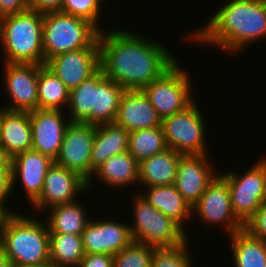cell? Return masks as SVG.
Wrapping results in <instances>:
<instances>
[{
    "instance_id": "1",
    "label": "cell",
    "mask_w": 266,
    "mask_h": 267,
    "mask_svg": "<svg viewBox=\"0 0 266 267\" xmlns=\"http://www.w3.org/2000/svg\"><path fill=\"white\" fill-rule=\"evenodd\" d=\"M100 69L124 90H142L178 60L162 43L128 30H102Z\"/></svg>"
},
{
    "instance_id": "2",
    "label": "cell",
    "mask_w": 266,
    "mask_h": 267,
    "mask_svg": "<svg viewBox=\"0 0 266 267\" xmlns=\"http://www.w3.org/2000/svg\"><path fill=\"white\" fill-rule=\"evenodd\" d=\"M222 6L213 12L205 26L188 34L187 39L239 54L251 42L266 37L264 0H228Z\"/></svg>"
},
{
    "instance_id": "3",
    "label": "cell",
    "mask_w": 266,
    "mask_h": 267,
    "mask_svg": "<svg viewBox=\"0 0 266 267\" xmlns=\"http://www.w3.org/2000/svg\"><path fill=\"white\" fill-rule=\"evenodd\" d=\"M26 216L17 213L0 236V245L11 267L37 266L50 262L46 222Z\"/></svg>"
},
{
    "instance_id": "4",
    "label": "cell",
    "mask_w": 266,
    "mask_h": 267,
    "mask_svg": "<svg viewBox=\"0 0 266 267\" xmlns=\"http://www.w3.org/2000/svg\"><path fill=\"white\" fill-rule=\"evenodd\" d=\"M43 13L31 9L2 18L1 44L4 63L44 65Z\"/></svg>"
},
{
    "instance_id": "5",
    "label": "cell",
    "mask_w": 266,
    "mask_h": 267,
    "mask_svg": "<svg viewBox=\"0 0 266 267\" xmlns=\"http://www.w3.org/2000/svg\"><path fill=\"white\" fill-rule=\"evenodd\" d=\"M100 31L89 21L58 11L43 14V53L46 62L61 53L99 48Z\"/></svg>"
},
{
    "instance_id": "6",
    "label": "cell",
    "mask_w": 266,
    "mask_h": 267,
    "mask_svg": "<svg viewBox=\"0 0 266 267\" xmlns=\"http://www.w3.org/2000/svg\"><path fill=\"white\" fill-rule=\"evenodd\" d=\"M133 198L135 221L129 225L133 241L152 247H172L187 239L186 230L154 208L141 193Z\"/></svg>"
},
{
    "instance_id": "7",
    "label": "cell",
    "mask_w": 266,
    "mask_h": 267,
    "mask_svg": "<svg viewBox=\"0 0 266 267\" xmlns=\"http://www.w3.org/2000/svg\"><path fill=\"white\" fill-rule=\"evenodd\" d=\"M204 119L195 101L183 111L162 119L167 147L182 155L209 154Z\"/></svg>"
},
{
    "instance_id": "8",
    "label": "cell",
    "mask_w": 266,
    "mask_h": 267,
    "mask_svg": "<svg viewBox=\"0 0 266 267\" xmlns=\"http://www.w3.org/2000/svg\"><path fill=\"white\" fill-rule=\"evenodd\" d=\"M185 71L177 61L160 78L142 89L161 119L183 111L194 101L191 76Z\"/></svg>"
},
{
    "instance_id": "9",
    "label": "cell",
    "mask_w": 266,
    "mask_h": 267,
    "mask_svg": "<svg viewBox=\"0 0 266 267\" xmlns=\"http://www.w3.org/2000/svg\"><path fill=\"white\" fill-rule=\"evenodd\" d=\"M228 183L235 217L245 225L262 205L266 184V158L255 162L243 175L219 173Z\"/></svg>"
},
{
    "instance_id": "10",
    "label": "cell",
    "mask_w": 266,
    "mask_h": 267,
    "mask_svg": "<svg viewBox=\"0 0 266 267\" xmlns=\"http://www.w3.org/2000/svg\"><path fill=\"white\" fill-rule=\"evenodd\" d=\"M192 214L199 216L204 224L215 226L222 224L229 234L227 236L244 228L234 215L229 185L220 174L207 186L200 199L193 205Z\"/></svg>"
},
{
    "instance_id": "11",
    "label": "cell",
    "mask_w": 266,
    "mask_h": 267,
    "mask_svg": "<svg viewBox=\"0 0 266 267\" xmlns=\"http://www.w3.org/2000/svg\"><path fill=\"white\" fill-rule=\"evenodd\" d=\"M95 125L70 123L64 133L63 142L55 163L91 180V151Z\"/></svg>"
},
{
    "instance_id": "12",
    "label": "cell",
    "mask_w": 266,
    "mask_h": 267,
    "mask_svg": "<svg viewBox=\"0 0 266 267\" xmlns=\"http://www.w3.org/2000/svg\"><path fill=\"white\" fill-rule=\"evenodd\" d=\"M87 191L88 182L84 178L54 162L47 172L40 196L30 205L38 209L36 211L44 212L56 205L75 202L78 194Z\"/></svg>"
},
{
    "instance_id": "13",
    "label": "cell",
    "mask_w": 266,
    "mask_h": 267,
    "mask_svg": "<svg viewBox=\"0 0 266 267\" xmlns=\"http://www.w3.org/2000/svg\"><path fill=\"white\" fill-rule=\"evenodd\" d=\"M4 84L11 98L6 108L11 111L33 112L38 109V73L43 65L3 63Z\"/></svg>"
},
{
    "instance_id": "14",
    "label": "cell",
    "mask_w": 266,
    "mask_h": 267,
    "mask_svg": "<svg viewBox=\"0 0 266 267\" xmlns=\"http://www.w3.org/2000/svg\"><path fill=\"white\" fill-rule=\"evenodd\" d=\"M208 155H182L179 159L174 185L191 207L219 174Z\"/></svg>"
},
{
    "instance_id": "15",
    "label": "cell",
    "mask_w": 266,
    "mask_h": 267,
    "mask_svg": "<svg viewBox=\"0 0 266 267\" xmlns=\"http://www.w3.org/2000/svg\"><path fill=\"white\" fill-rule=\"evenodd\" d=\"M85 254H109L114 256L133 240L129 224L120 221L90 220L81 234Z\"/></svg>"
},
{
    "instance_id": "16",
    "label": "cell",
    "mask_w": 266,
    "mask_h": 267,
    "mask_svg": "<svg viewBox=\"0 0 266 267\" xmlns=\"http://www.w3.org/2000/svg\"><path fill=\"white\" fill-rule=\"evenodd\" d=\"M71 90L100 69L99 48H82L58 54L45 64Z\"/></svg>"
},
{
    "instance_id": "17",
    "label": "cell",
    "mask_w": 266,
    "mask_h": 267,
    "mask_svg": "<svg viewBox=\"0 0 266 267\" xmlns=\"http://www.w3.org/2000/svg\"><path fill=\"white\" fill-rule=\"evenodd\" d=\"M63 110L37 109L30 112L32 150L52 160L57 158L70 120H65Z\"/></svg>"
},
{
    "instance_id": "18",
    "label": "cell",
    "mask_w": 266,
    "mask_h": 267,
    "mask_svg": "<svg viewBox=\"0 0 266 267\" xmlns=\"http://www.w3.org/2000/svg\"><path fill=\"white\" fill-rule=\"evenodd\" d=\"M54 163L50 157L29 150L13 157L12 164V192L17 180H21L25 193L32 204L41 194L44 180L51 165Z\"/></svg>"
},
{
    "instance_id": "19",
    "label": "cell",
    "mask_w": 266,
    "mask_h": 267,
    "mask_svg": "<svg viewBox=\"0 0 266 267\" xmlns=\"http://www.w3.org/2000/svg\"><path fill=\"white\" fill-rule=\"evenodd\" d=\"M162 119L143 90H125L114 123L132 132L161 126Z\"/></svg>"
},
{
    "instance_id": "20",
    "label": "cell",
    "mask_w": 266,
    "mask_h": 267,
    "mask_svg": "<svg viewBox=\"0 0 266 267\" xmlns=\"http://www.w3.org/2000/svg\"><path fill=\"white\" fill-rule=\"evenodd\" d=\"M130 132L113 123L95 125V135L91 151V180L88 190L92 187V176L95 170L114 155L128 151Z\"/></svg>"
},
{
    "instance_id": "21",
    "label": "cell",
    "mask_w": 266,
    "mask_h": 267,
    "mask_svg": "<svg viewBox=\"0 0 266 267\" xmlns=\"http://www.w3.org/2000/svg\"><path fill=\"white\" fill-rule=\"evenodd\" d=\"M0 145L12 156L32 150L29 112L7 110L0 130Z\"/></svg>"
},
{
    "instance_id": "22",
    "label": "cell",
    "mask_w": 266,
    "mask_h": 267,
    "mask_svg": "<svg viewBox=\"0 0 266 267\" xmlns=\"http://www.w3.org/2000/svg\"><path fill=\"white\" fill-rule=\"evenodd\" d=\"M182 154L167 148L139 163V183L146 187L168 186L175 183Z\"/></svg>"
},
{
    "instance_id": "23",
    "label": "cell",
    "mask_w": 266,
    "mask_h": 267,
    "mask_svg": "<svg viewBox=\"0 0 266 267\" xmlns=\"http://www.w3.org/2000/svg\"><path fill=\"white\" fill-rule=\"evenodd\" d=\"M141 195L157 210L176 222L183 230L191 222L192 207L177 191L175 185L146 187ZM190 220V221H189ZM188 221V222H187Z\"/></svg>"
},
{
    "instance_id": "24",
    "label": "cell",
    "mask_w": 266,
    "mask_h": 267,
    "mask_svg": "<svg viewBox=\"0 0 266 267\" xmlns=\"http://www.w3.org/2000/svg\"><path fill=\"white\" fill-rule=\"evenodd\" d=\"M93 175L112 188L139 184V162L127 151L109 158Z\"/></svg>"
},
{
    "instance_id": "25",
    "label": "cell",
    "mask_w": 266,
    "mask_h": 267,
    "mask_svg": "<svg viewBox=\"0 0 266 267\" xmlns=\"http://www.w3.org/2000/svg\"><path fill=\"white\" fill-rule=\"evenodd\" d=\"M47 214H50L46 215L49 233L81 235L90 222L84 205L78 200L53 206Z\"/></svg>"
},
{
    "instance_id": "26",
    "label": "cell",
    "mask_w": 266,
    "mask_h": 267,
    "mask_svg": "<svg viewBox=\"0 0 266 267\" xmlns=\"http://www.w3.org/2000/svg\"><path fill=\"white\" fill-rule=\"evenodd\" d=\"M235 267H266V242L244 228L229 236Z\"/></svg>"
},
{
    "instance_id": "27",
    "label": "cell",
    "mask_w": 266,
    "mask_h": 267,
    "mask_svg": "<svg viewBox=\"0 0 266 267\" xmlns=\"http://www.w3.org/2000/svg\"><path fill=\"white\" fill-rule=\"evenodd\" d=\"M99 69L87 80L70 90L68 112L70 123L91 124V109L94 107V89L105 79Z\"/></svg>"
},
{
    "instance_id": "28",
    "label": "cell",
    "mask_w": 266,
    "mask_h": 267,
    "mask_svg": "<svg viewBox=\"0 0 266 267\" xmlns=\"http://www.w3.org/2000/svg\"><path fill=\"white\" fill-rule=\"evenodd\" d=\"M124 91L115 81L105 78L94 89V107L91 109V124L113 123Z\"/></svg>"
},
{
    "instance_id": "29",
    "label": "cell",
    "mask_w": 266,
    "mask_h": 267,
    "mask_svg": "<svg viewBox=\"0 0 266 267\" xmlns=\"http://www.w3.org/2000/svg\"><path fill=\"white\" fill-rule=\"evenodd\" d=\"M37 92L38 109L63 110L68 107L70 90L45 64L38 73Z\"/></svg>"
},
{
    "instance_id": "30",
    "label": "cell",
    "mask_w": 266,
    "mask_h": 267,
    "mask_svg": "<svg viewBox=\"0 0 266 267\" xmlns=\"http://www.w3.org/2000/svg\"><path fill=\"white\" fill-rule=\"evenodd\" d=\"M50 262L57 267H78L85 255L81 235L49 233Z\"/></svg>"
},
{
    "instance_id": "31",
    "label": "cell",
    "mask_w": 266,
    "mask_h": 267,
    "mask_svg": "<svg viewBox=\"0 0 266 267\" xmlns=\"http://www.w3.org/2000/svg\"><path fill=\"white\" fill-rule=\"evenodd\" d=\"M161 126L130 132L128 152L140 163L167 149Z\"/></svg>"
},
{
    "instance_id": "32",
    "label": "cell",
    "mask_w": 266,
    "mask_h": 267,
    "mask_svg": "<svg viewBox=\"0 0 266 267\" xmlns=\"http://www.w3.org/2000/svg\"><path fill=\"white\" fill-rule=\"evenodd\" d=\"M188 238L177 246L154 247L151 267H191Z\"/></svg>"
},
{
    "instance_id": "33",
    "label": "cell",
    "mask_w": 266,
    "mask_h": 267,
    "mask_svg": "<svg viewBox=\"0 0 266 267\" xmlns=\"http://www.w3.org/2000/svg\"><path fill=\"white\" fill-rule=\"evenodd\" d=\"M153 248L150 245L132 241L114 255V267H151Z\"/></svg>"
},
{
    "instance_id": "34",
    "label": "cell",
    "mask_w": 266,
    "mask_h": 267,
    "mask_svg": "<svg viewBox=\"0 0 266 267\" xmlns=\"http://www.w3.org/2000/svg\"><path fill=\"white\" fill-rule=\"evenodd\" d=\"M102 0H63L62 11L64 13L83 18L91 22L100 32L103 30L99 26L101 18Z\"/></svg>"
},
{
    "instance_id": "35",
    "label": "cell",
    "mask_w": 266,
    "mask_h": 267,
    "mask_svg": "<svg viewBox=\"0 0 266 267\" xmlns=\"http://www.w3.org/2000/svg\"><path fill=\"white\" fill-rule=\"evenodd\" d=\"M247 230L255 238L266 242V206L261 205L255 215L244 225Z\"/></svg>"
},
{
    "instance_id": "36",
    "label": "cell",
    "mask_w": 266,
    "mask_h": 267,
    "mask_svg": "<svg viewBox=\"0 0 266 267\" xmlns=\"http://www.w3.org/2000/svg\"><path fill=\"white\" fill-rule=\"evenodd\" d=\"M78 267H114V256L109 254H85Z\"/></svg>"
},
{
    "instance_id": "37",
    "label": "cell",
    "mask_w": 266,
    "mask_h": 267,
    "mask_svg": "<svg viewBox=\"0 0 266 267\" xmlns=\"http://www.w3.org/2000/svg\"><path fill=\"white\" fill-rule=\"evenodd\" d=\"M30 9L28 0H0V17L20 14Z\"/></svg>"
},
{
    "instance_id": "38",
    "label": "cell",
    "mask_w": 266,
    "mask_h": 267,
    "mask_svg": "<svg viewBox=\"0 0 266 267\" xmlns=\"http://www.w3.org/2000/svg\"><path fill=\"white\" fill-rule=\"evenodd\" d=\"M30 9L39 13L62 11L63 0H28Z\"/></svg>"
},
{
    "instance_id": "39",
    "label": "cell",
    "mask_w": 266,
    "mask_h": 267,
    "mask_svg": "<svg viewBox=\"0 0 266 267\" xmlns=\"http://www.w3.org/2000/svg\"><path fill=\"white\" fill-rule=\"evenodd\" d=\"M12 171H0V203L6 204V199L12 195Z\"/></svg>"
},
{
    "instance_id": "40",
    "label": "cell",
    "mask_w": 266,
    "mask_h": 267,
    "mask_svg": "<svg viewBox=\"0 0 266 267\" xmlns=\"http://www.w3.org/2000/svg\"><path fill=\"white\" fill-rule=\"evenodd\" d=\"M17 213H14L8 210L6 204L0 203V236L2 231L7 227L9 221L16 215Z\"/></svg>"
},
{
    "instance_id": "41",
    "label": "cell",
    "mask_w": 266,
    "mask_h": 267,
    "mask_svg": "<svg viewBox=\"0 0 266 267\" xmlns=\"http://www.w3.org/2000/svg\"><path fill=\"white\" fill-rule=\"evenodd\" d=\"M13 157L0 145V171H12Z\"/></svg>"
},
{
    "instance_id": "42",
    "label": "cell",
    "mask_w": 266,
    "mask_h": 267,
    "mask_svg": "<svg viewBox=\"0 0 266 267\" xmlns=\"http://www.w3.org/2000/svg\"><path fill=\"white\" fill-rule=\"evenodd\" d=\"M0 267H11L6 254L4 253L3 248L0 245Z\"/></svg>"
},
{
    "instance_id": "43",
    "label": "cell",
    "mask_w": 266,
    "mask_h": 267,
    "mask_svg": "<svg viewBox=\"0 0 266 267\" xmlns=\"http://www.w3.org/2000/svg\"><path fill=\"white\" fill-rule=\"evenodd\" d=\"M8 109L6 107L4 108H0V130H1V124H2V120H3V116L5 114V112L7 111Z\"/></svg>"
},
{
    "instance_id": "44",
    "label": "cell",
    "mask_w": 266,
    "mask_h": 267,
    "mask_svg": "<svg viewBox=\"0 0 266 267\" xmlns=\"http://www.w3.org/2000/svg\"><path fill=\"white\" fill-rule=\"evenodd\" d=\"M23 267H57V266L49 262V263H45V264L37 265V266H23Z\"/></svg>"
},
{
    "instance_id": "45",
    "label": "cell",
    "mask_w": 266,
    "mask_h": 267,
    "mask_svg": "<svg viewBox=\"0 0 266 267\" xmlns=\"http://www.w3.org/2000/svg\"><path fill=\"white\" fill-rule=\"evenodd\" d=\"M262 205L266 206V184H265V191H264V196H263V200H262Z\"/></svg>"
},
{
    "instance_id": "46",
    "label": "cell",
    "mask_w": 266,
    "mask_h": 267,
    "mask_svg": "<svg viewBox=\"0 0 266 267\" xmlns=\"http://www.w3.org/2000/svg\"><path fill=\"white\" fill-rule=\"evenodd\" d=\"M1 22H2V18L0 17V46H1Z\"/></svg>"
}]
</instances>
